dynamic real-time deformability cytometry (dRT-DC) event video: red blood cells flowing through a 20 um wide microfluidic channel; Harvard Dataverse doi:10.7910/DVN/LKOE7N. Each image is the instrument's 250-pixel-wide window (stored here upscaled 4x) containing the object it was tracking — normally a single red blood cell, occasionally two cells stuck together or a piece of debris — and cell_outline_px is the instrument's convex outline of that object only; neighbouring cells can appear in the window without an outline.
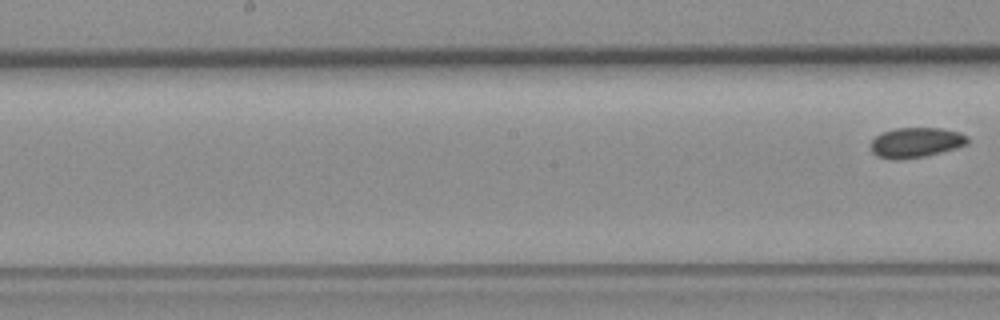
{"species": "common noctule bat (a hibernating species)", "species_latin": "Nyctalus noctula", "temperature_condition": "room temperature", "stored_images_in_passage": 7, "camera_frame_rate_fps": 3000, "um_per_image_px": 0.085, "animal": {"sex": "female", "body_mass_g": 19.3, "forearm_length_mm": 54.1}, "frame": {"image": 1, "passage_image": 7, "time_ms": 9.0, "image_size_px": [1000, 320], "cell_outline_px": [[968, 144], [956, 148], [924, 156], [876, 156], [872, 152], [872, 140], [876, 136], [884, 132], [896, 128], [944, 128], [960, 132], [968, 136]], "centroid_in_image_um": [77.95, 12.05], "position_along_channel_um": 170.3, "area_um2": 16.18}}